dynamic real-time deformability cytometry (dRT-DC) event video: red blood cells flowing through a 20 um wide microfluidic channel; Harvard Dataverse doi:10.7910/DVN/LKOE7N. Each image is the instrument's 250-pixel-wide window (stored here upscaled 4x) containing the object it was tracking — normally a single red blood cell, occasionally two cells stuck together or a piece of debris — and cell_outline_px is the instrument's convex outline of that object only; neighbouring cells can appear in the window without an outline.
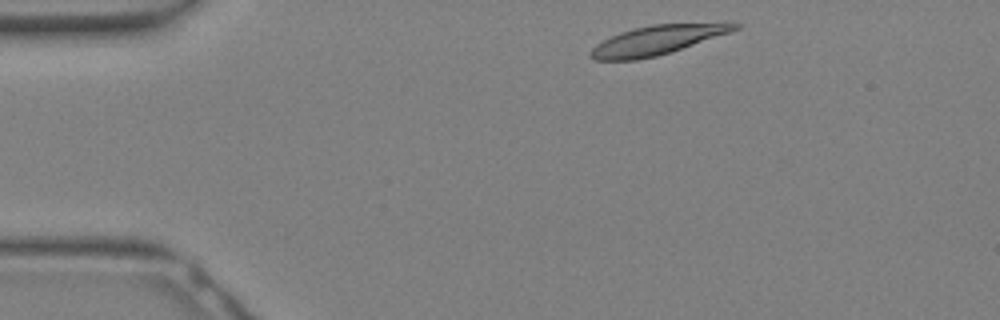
{"species": "Egyptian fruit bat (a non-hibernating species)", "species_latin": "Rousettus aegyptiacus", "temperature_condition": "warm", "stored_images_in_passage": 10, "camera_frame_rate_fps": 3000, "um_per_image_px": 0.085, "animal": {"sex": "female"}, "frame": {"image": 1, "passage_image": 2, "time_ms": 0.333, "image_size_px": [1000, 320], "cell_outline_px": [[744, 24], [740, 28], [732, 32], [672, 52], [656, 56], [636, 60], [596, 60], [588, 56], [588, 52], [596, 44], [620, 32], [632, 28], [652, 24], [728, 20], [732, 20]], "centroid_in_image_um": [56.05, 3.35], "position_along_channel_um": 28.9, "area_um2": 25.72}}
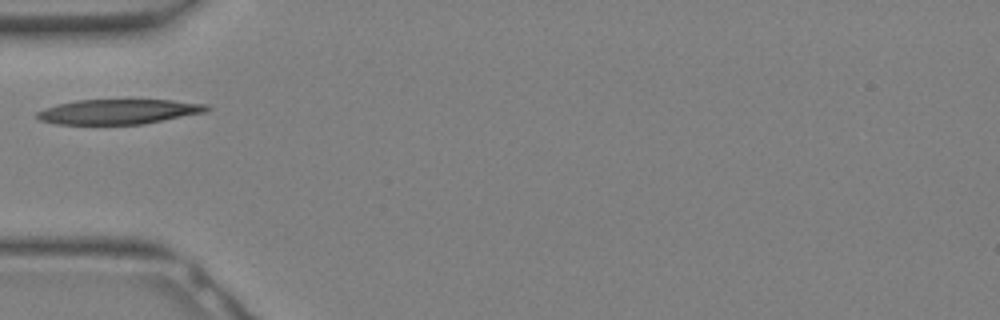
{"frame": {"image": 2, "passage_image": 7, "time_ms": 2.0, "image_size_px": [1000, 320], "cell_outline_px": [[212, 108], [208, 112], [144, 124], [56, 124], [40, 120], [36, 116], [36, 112], [44, 108], [56, 104], [76, 100], [172, 100], [208, 104]], "centroid_in_image_um": [10.12, 9.49], "position_along_channel_um": 74.9, "area_um2": 24.85}}
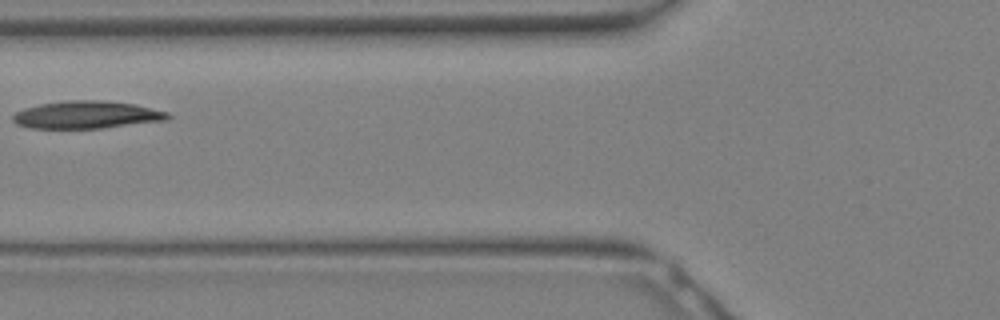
{"frame": {"image": 3, "passage_image": 9, "time_ms": 2.667, "image_size_px": [1000, 320], "cell_outline_px": [[172, 116], [168, 120], [104, 128], [28, 128], [16, 124], [12, 120], [12, 116], [16, 112], [24, 108], [40, 104], [68, 100], [100, 100], [136, 104], [168, 112]], "centroid_in_image_um": [7.38, 9.76], "position_along_channel_um": 118.4, "area_um2": 25.03}}